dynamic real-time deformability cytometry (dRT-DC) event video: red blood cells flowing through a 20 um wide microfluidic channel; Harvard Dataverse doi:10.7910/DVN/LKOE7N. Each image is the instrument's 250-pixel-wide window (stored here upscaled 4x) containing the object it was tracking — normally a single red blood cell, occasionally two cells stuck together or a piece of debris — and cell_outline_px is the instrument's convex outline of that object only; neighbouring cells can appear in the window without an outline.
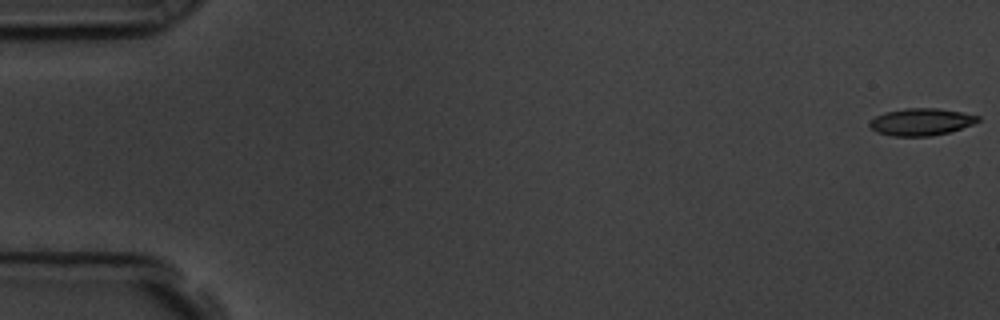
{"species": "common noctule bat (a hibernating species)", "species_latin": "Nyctalus noctula", "temperature_condition": "room temperature", "stored_images_in_passage": 57, "camera_frame_rate_fps": 3000, "um_per_image_px": 0.085, "animal": {"sex": "male", "body_mass_g": 19.5, "forearm_length_mm": 54.6}, "frame": {"image": 1, "passage_image": 1, "time_ms": 0.0, "image_size_px": [1000, 320], "cell_outline_px": [[980, 120], [972, 124], [948, 132], [932, 136], [892, 136], [876, 132], [868, 124], [876, 116], [884, 112], [904, 108], [936, 108], [960, 112], [980, 116]], "centroid_in_image_um": [78.27, 10.36], "position_along_channel_um": 6.7, "area_um2": 16.99}}
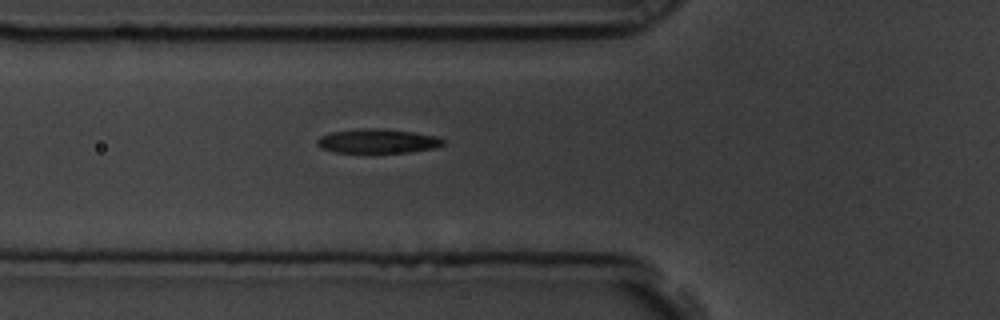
{"frame": {"image": 2, "passage_image": 21, "time_ms": 6.667, "image_size_px": [1000, 320], "cell_outline_px": [[444, 144], [436, 148], [412, 152], [336, 152], [320, 148], [316, 144], [316, 140], [320, 136], [332, 132], [360, 128], [384, 128], [412, 132], [436, 136], [444, 140]], "centroid_in_image_um": [32.09, 11.98], "position_along_channel_um": 93.7, "area_um2": 17.86}}
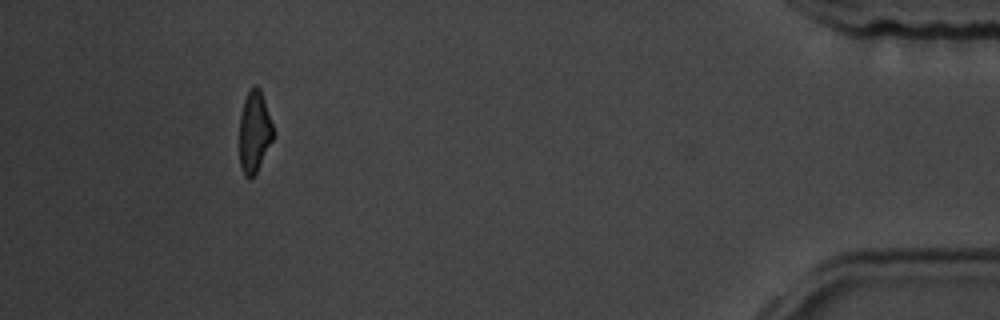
{"frame": {"image": 3, "passage_image": 53, "time_ms": 17.333, "image_size_px": [1000, 320], "cell_outline_px": [[276, 132], [256, 172], [248, 180], [244, 176], [240, 164], [240, 116], [244, 100], [248, 88], [252, 84], [256, 84], [260, 88]], "centroid_in_image_um": [21.63, 11.14], "position_along_channel_um": 413.6, "area_um2": 16.24}, "authors_computed_cell_mechanics": {"area_um2": 17.918, "velocity_mm_per_s": 3.5981, "shape_relaxation_time_tau1_ms": 3.311, "shape_relaxation_time_tau2_ms": 2.1162, "deformation_change_tau1": 0.1378, "deformation_change_tau2": 0.0877}}